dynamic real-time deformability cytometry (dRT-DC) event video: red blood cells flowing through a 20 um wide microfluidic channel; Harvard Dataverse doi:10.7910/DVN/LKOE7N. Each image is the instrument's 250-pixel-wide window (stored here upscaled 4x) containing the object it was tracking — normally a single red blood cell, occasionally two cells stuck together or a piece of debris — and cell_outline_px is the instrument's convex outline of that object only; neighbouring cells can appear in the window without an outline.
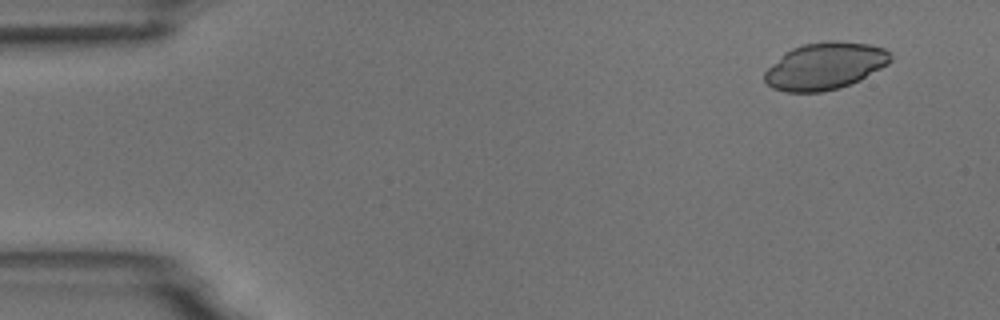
{"species": "common noctule bat (a hibernating species)", "species_latin": "Nyctalus noctula", "temperature_condition": "room temperature", "stored_images_in_passage": 4, "camera_frame_rate_fps": 3000, "um_per_image_px": 0.085, "animal": {"sex": "male", "body_mass_g": 18.8}, "frame": {"image": 1, "passage_image": 1, "time_ms": 0.0, "image_size_px": [1000, 320], "cell_outline_px": [[892, 60], [888, 64], [860, 80], [840, 88], [820, 92], [784, 92], [772, 88], [764, 80], [764, 72], [784, 52], [792, 48], [804, 44], [828, 40], [836, 40], [868, 44], [884, 48], [892, 56]], "centroid_in_image_um": [70.12, 5.61], "position_along_channel_um": 14.9, "area_um2": 34.62}}